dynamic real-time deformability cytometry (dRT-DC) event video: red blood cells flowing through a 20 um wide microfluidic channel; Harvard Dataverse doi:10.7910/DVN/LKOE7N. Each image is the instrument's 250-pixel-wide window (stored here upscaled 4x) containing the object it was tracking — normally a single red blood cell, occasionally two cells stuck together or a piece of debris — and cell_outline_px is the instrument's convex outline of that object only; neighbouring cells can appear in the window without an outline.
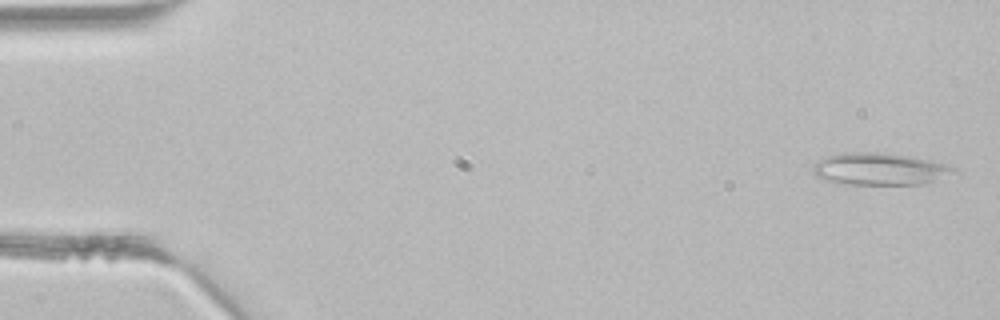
{"species": "common noctule bat (a hibernating species)", "species_latin": "Nyctalus noctula", "temperature_condition": "room temperature", "stored_images_in_passage": 3, "camera_frame_rate_fps": 3000, "um_per_image_px": 0.085, "animal": {"sex": "male", "body_mass_g": 21.5, "forearm_length_mm": 52.0}, "frame": {"image": 1, "passage_image": 1, "time_ms": 0.0, "image_size_px": [1000, 320], "cell_outline_px": [[960, 172], [924, 184], [852, 184], [828, 180], [816, 176], [812, 172], [812, 168], [824, 156], [844, 152], [876, 152], [912, 156], [944, 164], [956, 168]], "centroid_in_image_um": [74.81, 14.36], "position_along_channel_um": 10.2, "area_um2": 26.24}}